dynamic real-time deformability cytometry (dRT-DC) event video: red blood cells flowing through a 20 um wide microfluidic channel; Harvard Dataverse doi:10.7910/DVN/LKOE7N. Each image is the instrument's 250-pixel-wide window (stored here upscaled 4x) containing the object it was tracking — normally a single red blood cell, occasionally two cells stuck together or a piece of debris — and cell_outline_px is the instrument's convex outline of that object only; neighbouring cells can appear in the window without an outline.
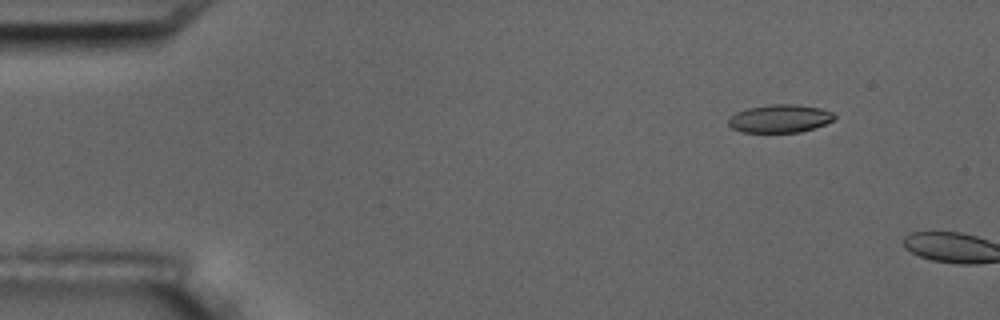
{"species": "common noctule bat (a hibernating species)", "species_latin": "Nyctalus noctula", "temperature_condition": "room temperature", "stored_images_in_passage": 3, "camera_frame_rate_fps": 3000, "um_per_image_px": 0.085, "animal": {"sex": "male", "body_mass_g": 17.5, "forearm_length_mm": 52.3}, "frame": {"image": 1, "passage_image": 2, "time_ms": 1.667, "image_size_px": [1000, 320], "cell_outline_px": [[836, 116], [832, 120], [824, 124], [800, 132], [744, 132], [732, 128], [728, 124], [728, 120], [736, 112], [748, 108], [772, 104], [792, 104], [820, 108], [832, 112]], "centroid_in_image_um": [66.28, 10.07], "position_along_channel_um": 18.7, "area_um2": 17.05}}